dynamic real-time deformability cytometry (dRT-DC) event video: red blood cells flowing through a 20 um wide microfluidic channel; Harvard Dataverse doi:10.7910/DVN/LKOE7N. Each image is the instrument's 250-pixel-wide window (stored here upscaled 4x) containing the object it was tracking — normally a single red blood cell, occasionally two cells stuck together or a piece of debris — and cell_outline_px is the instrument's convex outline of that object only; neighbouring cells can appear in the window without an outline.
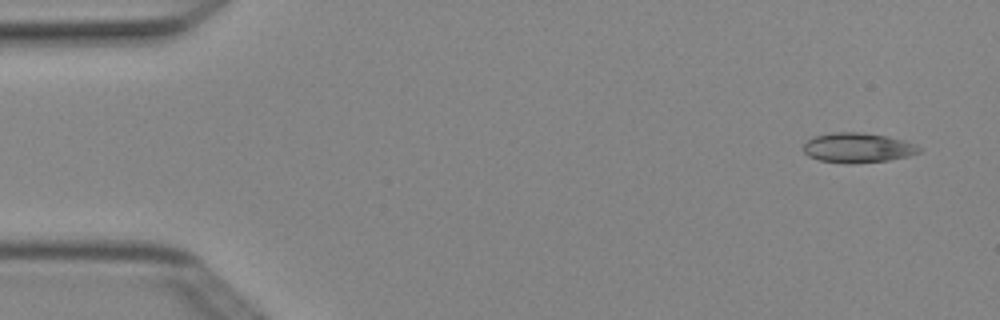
{"species": "Egyptian fruit bat (a non-hibernating species)", "species_latin": "Rousettus aegyptiacus", "temperature_condition": "cold", "stored_images_in_passage": 4, "camera_frame_rate_fps": 3000, "um_per_image_px": 0.085, "animal": {"sex": "female"}, "frame": {"image": 1, "passage_image": 1, "time_ms": 0.0, "image_size_px": [1000, 320], "cell_outline_px": [[920, 152], [908, 156], [888, 160], [852, 164], [848, 164], [820, 160], [808, 156], [804, 152], [804, 144], [812, 136], [832, 132], [864, 132], [888, 136], [904, 140], [920, 148]], "centroid_in_image_um": [72.88, 12.55], "position_along_channel_um": 12.1, "area_um2": 20.17}}
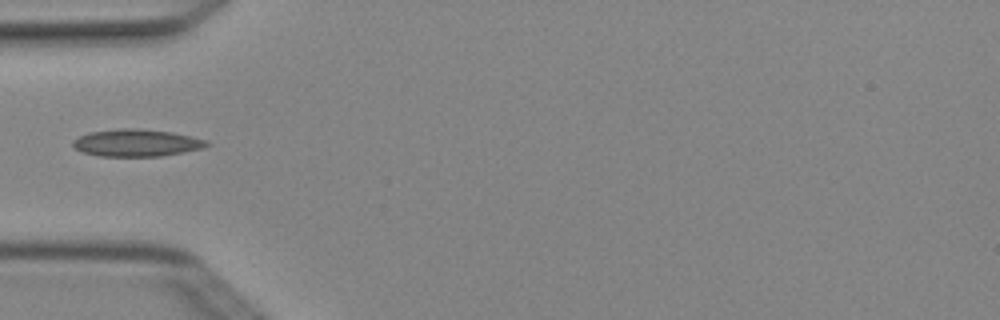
{"frame": {"image": 2, "passage_image": 4, "time_ms": 1.0, "image_size_px": [1000, 320], "cell_outline_px": [[212, 144], [204, 148], [160, 156], [96, 156], [84, 152], [76, 148], [72, 144], [72, 140], [88, 132], [120, 128], [132, 128], [172, 132], [192, 136], [208, 140]], "centroid_in_image_um": [11.63, 12.14], "position_along_channel_um": 73.4, "area_um2": 21.27}}